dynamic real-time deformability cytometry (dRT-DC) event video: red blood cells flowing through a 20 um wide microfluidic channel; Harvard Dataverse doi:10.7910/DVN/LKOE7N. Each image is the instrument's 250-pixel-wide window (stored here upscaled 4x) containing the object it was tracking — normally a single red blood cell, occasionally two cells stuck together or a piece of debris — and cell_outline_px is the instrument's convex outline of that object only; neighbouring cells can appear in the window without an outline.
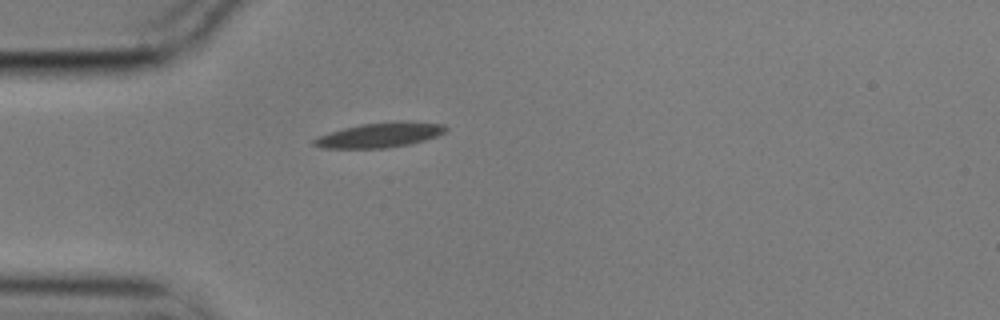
{"species": "common noctule bat (a hibernating species)", "species_latin": "Nyctalus noctula", "temperature_condition": "cold", "stored_images_in_passage": 1, "camera_frame_rate_fps": 3000, "um_per_image_px": 0.085, "animal": {"sex": "male", "body_mass_g": 17.9}, "frame": {"image": 1, "passage_image": 1, "time_ms": 0.0, "image_size_px": [1000, 320], "cell_outline_px": [[448, 128], [444, 132], [436, 136], [424, 140], [408, 144], [388, 148], [320, 148], [312, 144], [312, 140], [316, 136], [344, 128], [360, 124], [400, 120], [444, 124]], "centroid_in_image_um": [32.25, 11.47], "position_along_channel_um": 52.7, "area_um2": 19.19}}